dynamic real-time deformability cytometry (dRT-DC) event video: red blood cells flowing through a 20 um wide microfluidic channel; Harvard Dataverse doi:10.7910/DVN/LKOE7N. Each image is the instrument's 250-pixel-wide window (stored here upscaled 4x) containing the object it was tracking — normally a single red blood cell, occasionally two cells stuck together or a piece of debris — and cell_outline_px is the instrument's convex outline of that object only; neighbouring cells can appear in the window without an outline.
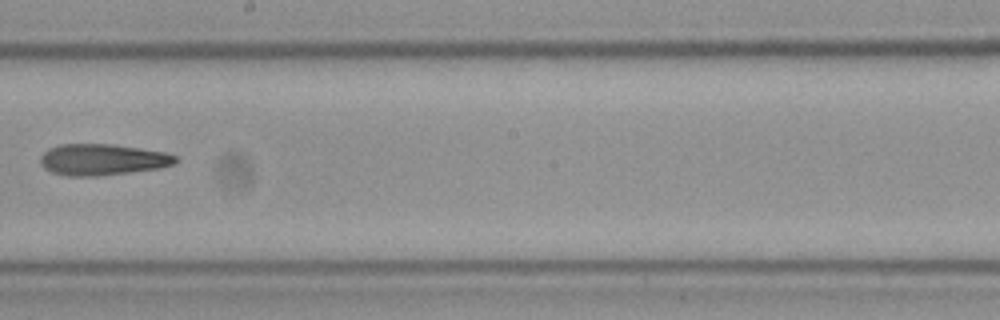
{"species": "Egyptian fruit bat (a non-hibernating species)", "species_latin": "Rousettus aegyptiacus", "temperature_condition": "cold", "stored_images_in_passage": 9, "camera_frame_rate_fps": 3000, "um_per_image_px": 0.085, "frame": {"image": 1, "passage_image": 9, "time_ms": 2.667, "image_size_px": [1000, 320], "cell_outline_px": [[176, 164], [160, 168], [96, 176], [68, 176], [52, 172], [44, 168], [40, 164], [40, 156], [48, 148], [60, 144], [112, 144], [164, 152], [176, 156]], "centroid_in_image_um": [8.67, 13.56], "position_along_channel_um": 239.5, "area_um2": 24.57}}